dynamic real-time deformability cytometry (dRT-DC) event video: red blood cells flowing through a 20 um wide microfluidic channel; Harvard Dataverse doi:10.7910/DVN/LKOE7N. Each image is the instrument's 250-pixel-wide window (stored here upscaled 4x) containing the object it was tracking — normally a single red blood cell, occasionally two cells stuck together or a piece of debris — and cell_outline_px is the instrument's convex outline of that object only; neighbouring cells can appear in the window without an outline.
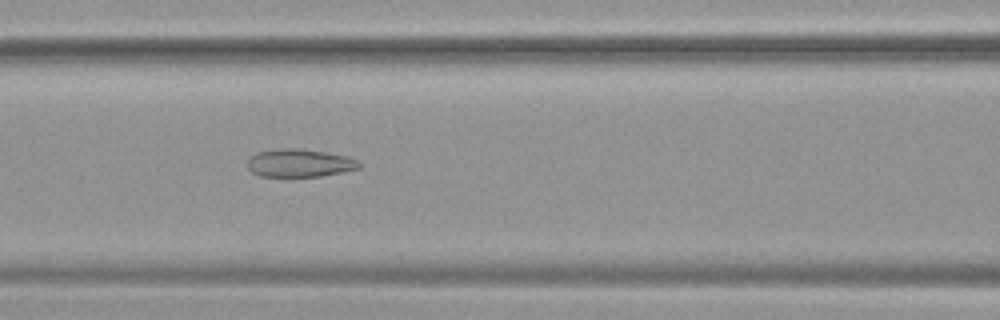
{"species": "common noctule bat (a hibernating species)", "species_latin": "Nyctalus noctula", "temperature_condition": "warm", "stored_images_in_passage": 42, "camera_frame_rate_fps": 3000, "um_per_image_px": 0.085, "animal": {"sex": "female", "body_mass_g": 19.9}, "frame": {"image": 1, "passage_image": 12, "time_ms": 3.667, "image_size_px": [1000, 320], "cell_outline_px": [[360, 168], [320, 176], [260, 176], [252, 172], [248, 168], [248, 160], [256, 152], [280, 148], [300, 148], [348, 156], [360, 160]], "centroid_in_image_um": [25.47, 13.84], "position_along_channel_um": 141.1, "area_um2": 18.15}}
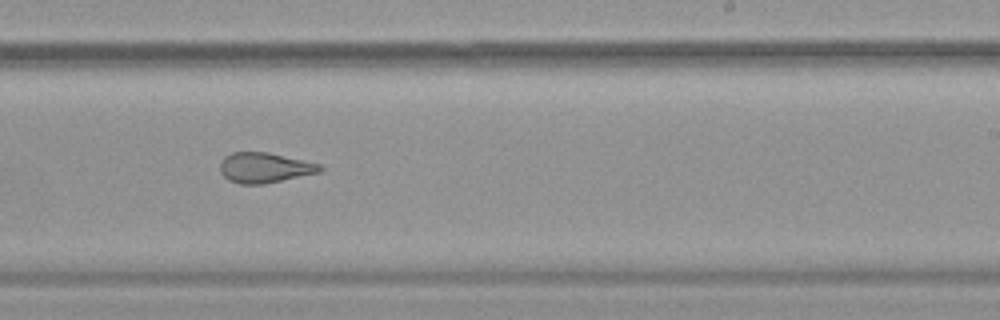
{"frame": {"image": 2, "passage_image": 22, "time_ms": 7.0, "image_size_px": [1000, 320], "cell_outline_px": [[324, 168], [320, 172], [264, 184], [240, 184], [228, 180], [220, 172], [220, 160], [224, 156], [232, 152], [268, 152], [324, 164]], "centroid_in_image_um": [22.51, 14.24], "position_along_channel_um": 266.5, "area_um2": 17.86}}
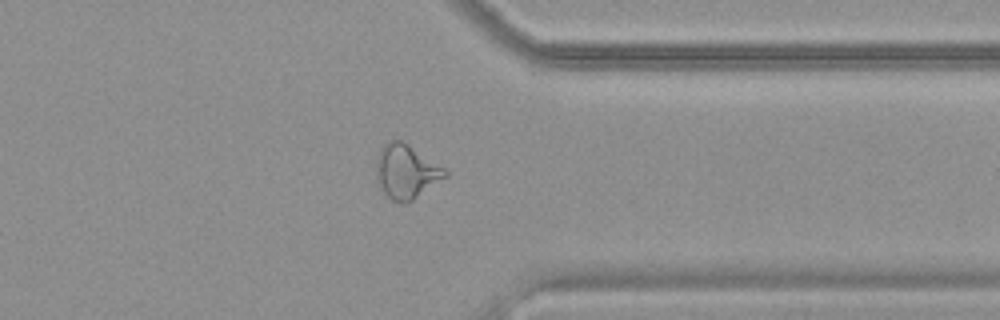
{"frame": {"image": 3, "passage_image": 31, "time_ms": 10.0, "image_size_px": [1000, 320], "cell_outline_px": [[448, 176], [412, 200], [404, 204], [400, 204], [392, 200], [384, 192], [380, 184], [376, 168], [376, 156], [380, 148], [384, 144], [392, 140], [400, 140], [408, 144], [444, 168], [448, 172]], "centroid_in_image_um": [34.53, 14.58], "position_along_channel_um": 376.9, "area_um2": 21.39}, "authors_computed_cell_mechanics": {"area_um2": 20.1433, "velocity_mm_per_s": 3.7819, "shape_relaxation_time_tau1_ms": null, "shape_relaxation_time_tau2_ms": 2.1082, "deformation_change_tau1": null, "deformation_change_tau2": 0.1098}}